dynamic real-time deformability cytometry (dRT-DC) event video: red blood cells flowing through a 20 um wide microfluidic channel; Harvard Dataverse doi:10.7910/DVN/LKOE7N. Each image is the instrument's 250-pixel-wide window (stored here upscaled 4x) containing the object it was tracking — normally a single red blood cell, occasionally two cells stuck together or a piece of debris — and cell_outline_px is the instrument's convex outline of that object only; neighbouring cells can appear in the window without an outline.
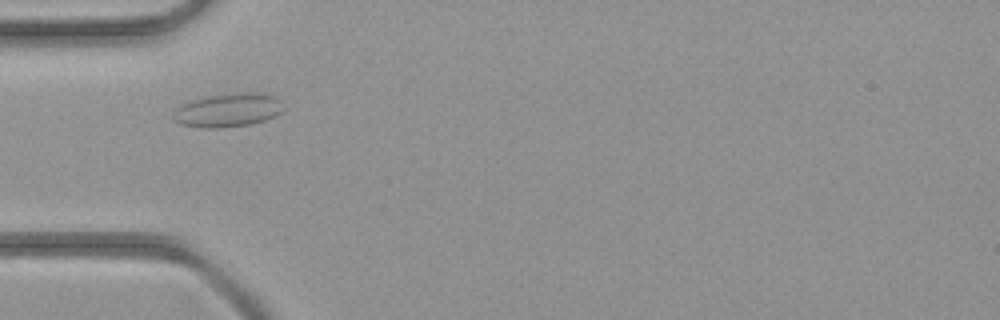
{"species": "common noctule bat (a hibernating species)", "species_latin": "Nyctalus noctula", "temperature_condition": "room temperature", "stored_images_in_passage": 32, "camera_frame_rate_fps": 3000, "um_per_image_px": 0.085, "animal": {"sex": "female", "body_mass_g": 21.9}, "frame": {"image": 1, "passage_image": 2, "time_ms": 0.333, "image_size_px": [1000, 320], "cell_outline_px": [[284, 108], [280, 112], [264, 120], [252, 124], [216, 128], [204, 128], [180, 124], [172, 120], [172, 112], [180, 104], [192, 100], [208, 96], [232, 92], [268, 92], [280, 96]], "centroid_in_image_um": [19.4, 9.33], "position_along_channel_um": 65.6, "area_um2": 22.2}}
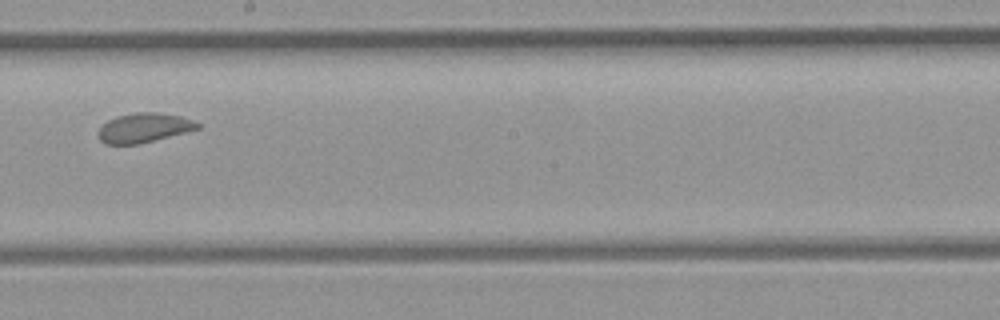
{"frame": {"image": 2, "passage_image": 13, "time_ms": 4.0, "image_size_px": [1000, 320], "cell_outline_px": [[200, 128], [136, 144], [104, 144], [100, 140], [100, 128], [108, 120], [116, 116], [136, 112], [160, 112], [180, 116], [192, 120], [200, 124]], "centroid_in_image_um": [12.23, 10.84], "position_along_channel_um": 236.0, "area_um2": 16.65}}
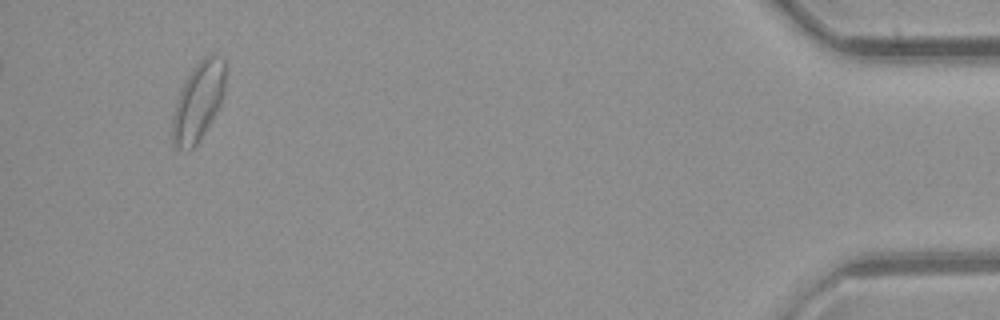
{"frame": {"image": 3, "passage_image": 30, "time_ms": 9.667, "image_size_px": [1000, 320], "cell_outline_px": [[228, 64], [224, 92], [220, 104], [196, 144], [188, 152], [176, 148], [172, 144], [172, 120], [176, 104], [180, 92], [188, 76], [196, 64], [208, 52], [212, 52], [224, 56], [228, 60]], "centroid_in_image_um": [16.9, 8.54], "position_along_channel_um": 418.3, "area_um2": 24.51}}